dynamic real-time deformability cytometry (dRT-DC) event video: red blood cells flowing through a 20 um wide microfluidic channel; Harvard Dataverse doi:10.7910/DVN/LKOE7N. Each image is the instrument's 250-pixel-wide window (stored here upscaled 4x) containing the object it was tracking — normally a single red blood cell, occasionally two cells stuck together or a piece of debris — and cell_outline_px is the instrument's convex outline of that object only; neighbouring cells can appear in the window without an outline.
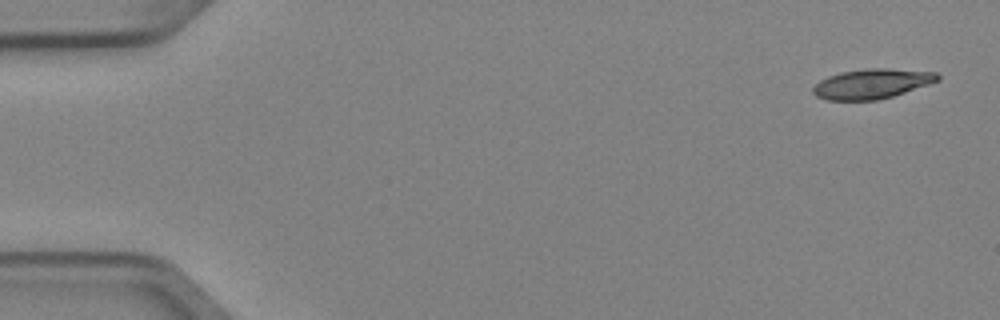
{"species": "Egyptian fruit bat (a non-hibernating species)", "species_latin": "Rousettus aegyptiacus", "temperature_condition": "cold", "stored_images_in_passage": 4, "camera_frame_rate_fps": 3000, "um_per_image_px": 0.085, "animal": {"sex": "female"}, "frame": {"image": 1, "passage_image": 1, "time_ms": 0.0, "image_size_px": [1000, 320], "cell_outline_px": [[940, 80], [892, 96], [876, 100], [828, 100], [816, 96], [812, 92], [812, 88], [820, 80], [828, 76], [840, 72], [864, 68], [888, 68], [936, 72], [940, 76]], "centroid_in_image_um": [74.09, 7.11], "position_along_channel_um": 10.9, "area_um2": 21.62}}
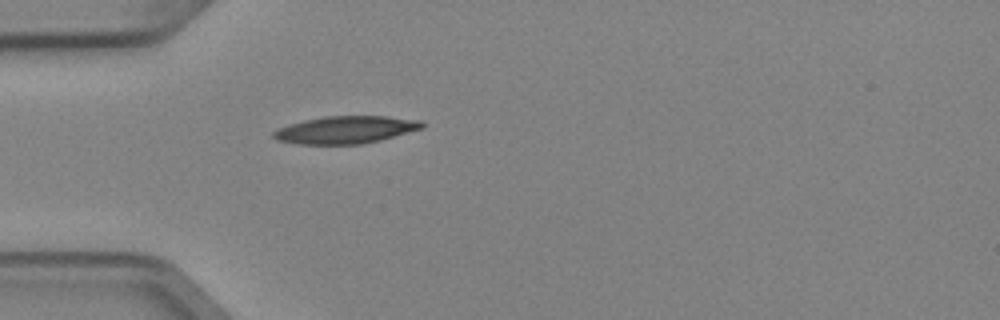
{"frame": {"image": 2, "passage_image": 4, "time_ms": 1.0, "image_size_px": [1000, 320], "cell_outline_px": [[424, 128], [380, 140], [360, 144], [300, 144], [276, 140], [272, 136], [272, 132], [288, 124], [304, 120], [324, 116], [384, 116], [420, 120], [424, 124]], "centroid_in_image_um": [29.37, 11.03], "position_along_channel_um": 55.6, "area_um2": 23.7}}